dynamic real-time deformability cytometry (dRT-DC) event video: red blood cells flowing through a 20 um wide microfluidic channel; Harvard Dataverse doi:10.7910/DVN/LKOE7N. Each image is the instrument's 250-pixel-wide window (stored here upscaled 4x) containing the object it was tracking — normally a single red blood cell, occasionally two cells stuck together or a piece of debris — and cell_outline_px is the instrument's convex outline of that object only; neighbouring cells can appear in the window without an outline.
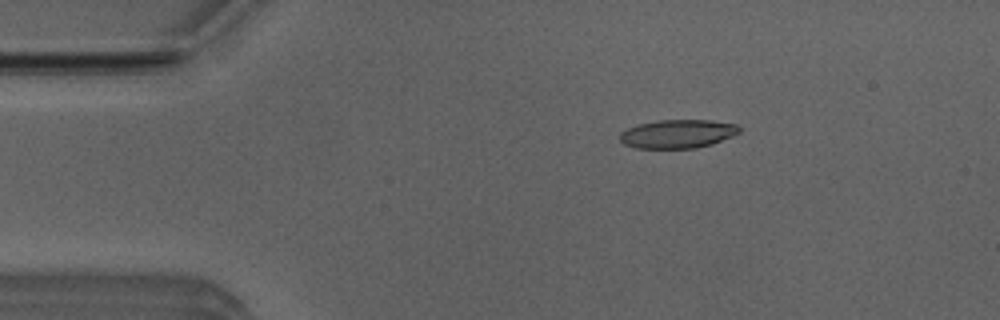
{"species": "Egyptian fruit bat (a non-hibernating species)", "species_latin": "Rousettus aegyptiacus", "temperature_condition": "room temperature", "stored_images_in_passage": 4, "camera_frame_rate_fps": 3000, "um_per_image_px": 0.085, "animal": {"sex": "male"}, "frame": {"image": 1, "passage_image": 3, "time_ms": 0.667, "image_size_px": [1000, 320], "cell_outline_px": [[740, 132], [732, 136], [712, 144], [696, 148], [636, 148], [624, 144], [620, 140], [620, 132], [636, 124], [660, 120], [712, 120], [736, 124], [740, 128]], "centroid_in_image_um": [57.6, 11.37], "position_along_channel_um": 27.4, "area_um2": 19.94}}